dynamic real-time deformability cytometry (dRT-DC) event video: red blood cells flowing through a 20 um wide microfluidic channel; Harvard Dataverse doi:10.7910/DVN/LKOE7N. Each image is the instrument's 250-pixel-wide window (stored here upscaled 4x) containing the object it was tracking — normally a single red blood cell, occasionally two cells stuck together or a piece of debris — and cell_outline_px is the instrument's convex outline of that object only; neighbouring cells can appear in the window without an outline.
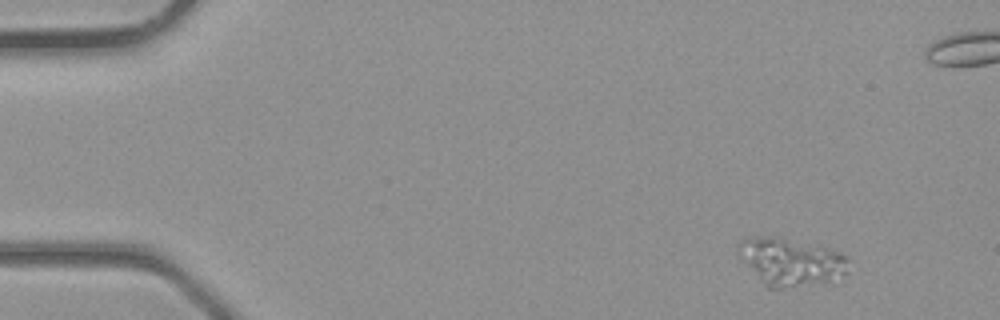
{"species": "common noctule bat (a hibernating species)", "species_latin": "Nyctalus noctula", "temperature_condition": "room temperature", "stored_images_in_passage": 8, "camera_frame_rate_fps": 3000, "um_per_image_px": 0.085, "animal": {"sex": "male", "body_mass_g": 23.1, "forearm_length_mm": 52.7}, "frame": {"image": 1, "passage_image": 1, "time_ms": 0.0, "image_size_px": [1000, 320], "cell_outline_px": [[848, 260], [844, 272], [828, 280], [780, 288], [768, 288], [740, 260], [736, 252], [736, 240], [748, 236], [776, 236], [840, 252]], "centroid_in_image_um": [67.03, 22.19], "position_along_channel_um": 18.0, "area_um2": 29.88}}